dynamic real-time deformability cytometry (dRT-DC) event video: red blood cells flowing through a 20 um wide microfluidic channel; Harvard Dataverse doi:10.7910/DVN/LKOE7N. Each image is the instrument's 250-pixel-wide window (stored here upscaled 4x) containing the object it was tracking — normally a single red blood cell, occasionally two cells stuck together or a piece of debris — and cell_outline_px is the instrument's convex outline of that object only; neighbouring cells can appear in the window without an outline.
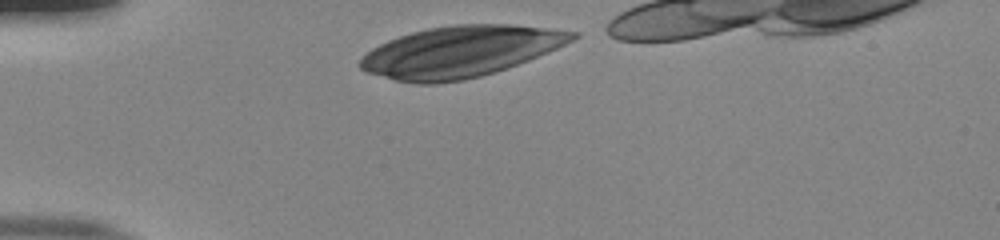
{"species": "human", "species_latin": "Homo sapiens", "temperature_condition": "room temperature", "stored_images_in_passage": 31, "camera_frame_rate_fps": 3000, "um_per_image_px": 0.085, "donor": {"sex": "male"}, "frame": {"image": 1, "passage_image": 1, "time_ms": 0.0, "image_size_px": [1000, 240], "cell_outline_px": [[580, 36], [548, 52], [528, 60], [480, 76], [464, 80], [436, 84], [420, 84], [396, 80], [368, 72], [360, 68], [360, 60], [372, 48], [388, 40], [412, 32], [428, 28], [456, 24], [512, 24], [548, 28], [580, 32]], "centroid_in_image_um": [39.14, 4.38], "position_along_channel_um": 45.9, "area_um2": 62.66}}
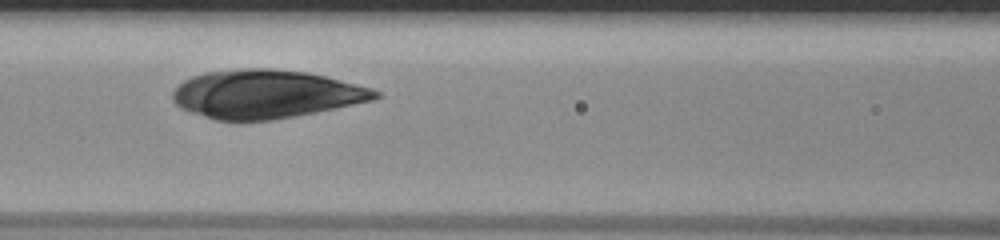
{"frame": {"image": 2, "passage_image": 11, "time_ms": 3.333, "image_size_px": [1000, 240], "cell_outline_px": [[380, 96], [372, 100], [272, 120], [216, 120], [180, 108], [172, 100], [172, 92], [184, 80], [192, 76], [204, 72], [244, 68], [268, 68], [308, 72], [372, 88], [380, 92]], "centroid_in_image_um": [22.54, 7.98], "position_along_channel_um": 144.1, "area_um2": 56.53}}
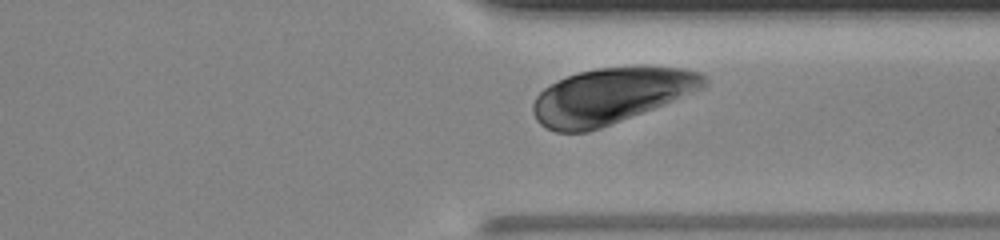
{"frame": {"image": 3, "passage_image": 28, "time_ms": 9.0, "image_size_px": [1000, 240], "cell_outline_px": [[708, 84], [704, 88], [664, 104], [600, 128], [588, 132], [556, 132], [540, 124], [536, 120], [532, 112], [532, 104], [536, 96], [544, 88], [568, 76], [580, 72], [596, 68], [680, 68], [700, 72], [708, 80]], "centroid_in_image_um": [51.89, 8.17], "position_along_channel_um": 359.5, "area_um2": 54.62}}